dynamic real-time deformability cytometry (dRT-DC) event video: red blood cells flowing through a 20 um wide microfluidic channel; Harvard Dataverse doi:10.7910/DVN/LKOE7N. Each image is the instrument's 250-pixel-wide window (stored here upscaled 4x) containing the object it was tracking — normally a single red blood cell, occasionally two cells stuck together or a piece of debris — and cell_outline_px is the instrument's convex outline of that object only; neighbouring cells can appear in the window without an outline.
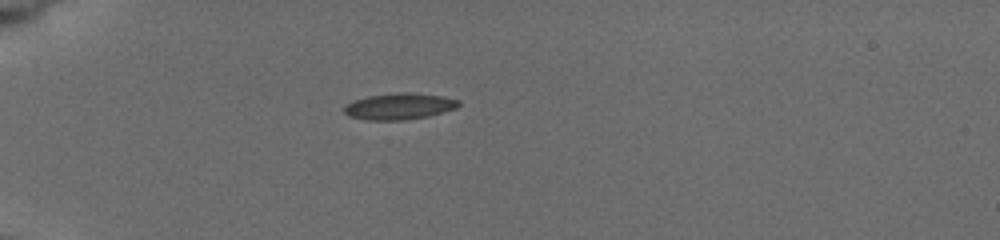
{"species": "common noctule bat (a hibernating species)", "species_latin": "Nyctalus noctula", "temperature_condition": "cold", "stored_images_in_passage": 3, "camera_frame_rate_fps": 3000, "um_per_image_px": 0.085, "animal": {"sex": "female", "body_mass_g": 19.5, "forearm_length_mm": 54.1}, "frame": {"image": 1, "passage_image": 1, "time_ms": 0.0, "image_size_px": [1000, 240], "cell_outline_px": [[460, 104], [456, 108], [428, 116], [404, 120], [368, 120], [348, 116], [344, 112], [344, 104], [352, 100], [368, 96], [396, 92], [408, 92], [440, 96], [460, 100]], "centroid_in_image_um": [33.89, 9.03], "position_along_channel_um": 51.1, "area_um2": 17.63}}
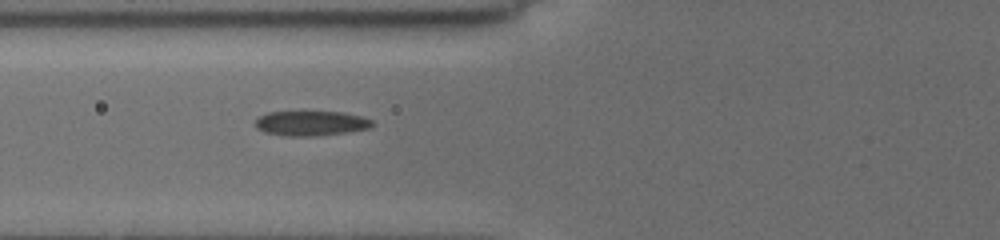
{"frame": {"image": 2, "passage_image": 3, "time_ms": 2.0, "image_size_px": [1000, 240], "cell_outline_px": [[372, 128], [348, 132], [316, 136], [284, 136], [264, 132], [256, 128], [256, 120], [260, 116], [268, 112], [300, 108], [344, 112], [360, 116], [372, 120]], "centroid_in_image_um": [26.4, 10.42], "position_along_channel_um": 99.4, "area_um2": 18.03}}